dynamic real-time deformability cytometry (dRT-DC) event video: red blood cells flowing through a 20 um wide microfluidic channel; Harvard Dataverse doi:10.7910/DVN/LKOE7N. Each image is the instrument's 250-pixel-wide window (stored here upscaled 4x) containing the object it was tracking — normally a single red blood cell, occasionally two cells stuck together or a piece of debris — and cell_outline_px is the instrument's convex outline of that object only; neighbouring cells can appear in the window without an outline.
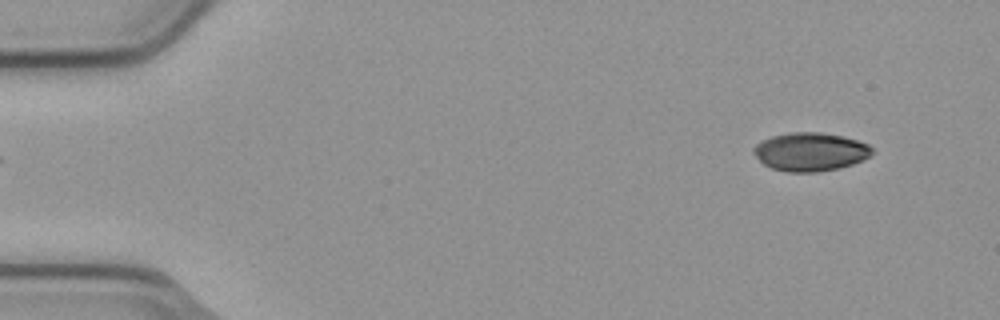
{"species": "common noctule bat (a hibernating species)", "species_latin": "Nyctalus noctula", "temperature_condition": "cold", "stored_images_in_passage": 4, "camera_frame_rate_fps": 3000, "um_per_image_px": 0.085, "animal": {"sex": "male", "body_mass_g": 23.1, "forearm_length_mm": 52.7}, "frame": {"image": 1, "passage_image": 1, "time_ms": 0.0, "image_size_px": [1000, 320], "cell_outline_px": [[872, 152], [864, 160], [840, 168], [816, 172], [788, 172], [772, 168], [764, 164], [752, 152], [752, 148], [756, 144], [772, 136], [788, 132], [820, 132], [844, 136], [868, 144], [872, 148]], "centroid_in_image_um": [68.87, 12.9], "position_along_channel_um": 16.1, "area_um2": 26.53}}